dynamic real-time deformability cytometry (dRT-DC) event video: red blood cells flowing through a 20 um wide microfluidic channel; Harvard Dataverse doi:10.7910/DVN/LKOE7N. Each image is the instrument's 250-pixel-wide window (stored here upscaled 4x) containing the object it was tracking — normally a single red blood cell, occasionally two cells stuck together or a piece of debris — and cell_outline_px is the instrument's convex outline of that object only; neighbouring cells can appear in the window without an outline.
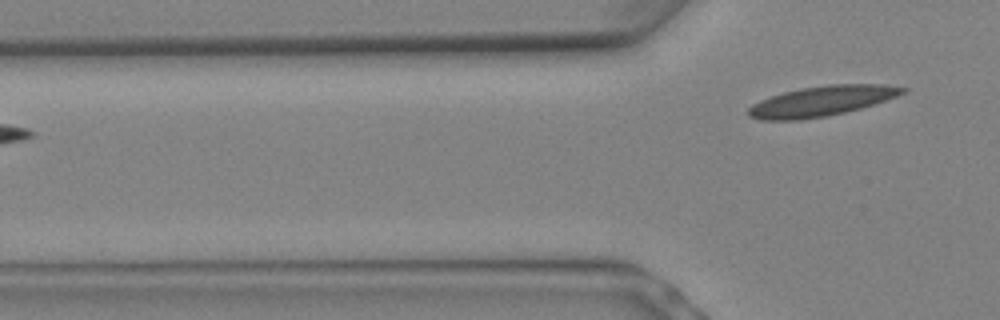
{"species": "Egyptian fruit bat (a non-hibernating species)", "species_latin": "Rousettus aegyptiacus", "temperature_condition": "warm", "stored_images_in_passage": 7, "segment_of_instrument_passage": [2, 2], "camera_frame_rate_fps": 3000, "um_per_image_px": 0.085, "animal": {"sex": "female"}, "frame": {"image": 1, "passage_image": 7, "time_ms": 2.0, "image_size_px": [1000, 320], "cell_outline_px": [[908, 92], [860, 108], [828, 116], [800, 120], [760, 120], [748, 116], [748, 108], [752, 104], [760, 100], [784, 92], [800, 88], [832, 84], [884, 84], [908, 88]], "centroid_in_image_um": [69.83, 8.59], "position_along_channel_um": 56.0, "area_um2": 26.99}}